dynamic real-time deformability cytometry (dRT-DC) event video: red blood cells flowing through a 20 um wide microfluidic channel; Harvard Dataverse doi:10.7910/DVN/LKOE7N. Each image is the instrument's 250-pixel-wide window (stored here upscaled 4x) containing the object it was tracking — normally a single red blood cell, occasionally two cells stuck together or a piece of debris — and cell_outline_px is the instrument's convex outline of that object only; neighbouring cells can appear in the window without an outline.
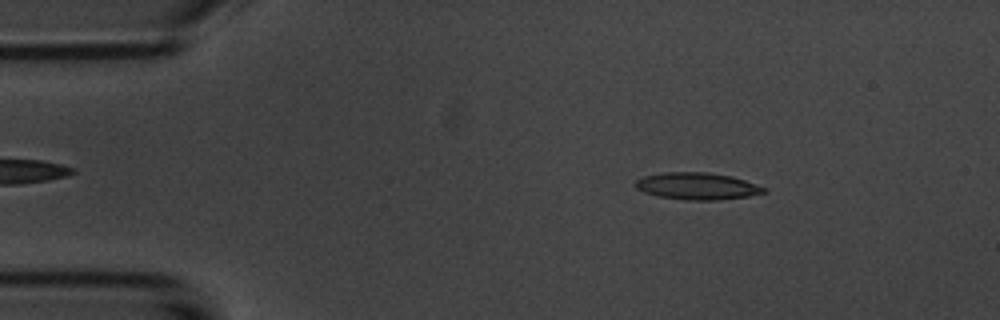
{"species": "common noctule bat (a hibernating species)", "species_latin": "Nyctalus noctula", "temperature_condition": "room temperature", "stored_images_in_passage": 52, "camera_frame_rate_fps": 3000, "um_per_image_px": 0.085, "animal": {"sex": "male", "body_mass_g": 20.1, "forearm_length_mm": 53.5}, "frame": {"image": 1, "passage_image": 7, "time_ms": 2.0, "image_size_px": [1000, 320], "cell_outline_px": [[768, 192], [748, 196], [716, 200], [684, 200], [660, 196], [644, 192], [636, 188], [636, 180], [644, 176], [664, 172], [708, 172], [732, 176], [768, 188]], "centroid_in_image_um": [59.3, 15.82], "position_along_channel_um": 25.7, "area_um2": 20.17}}
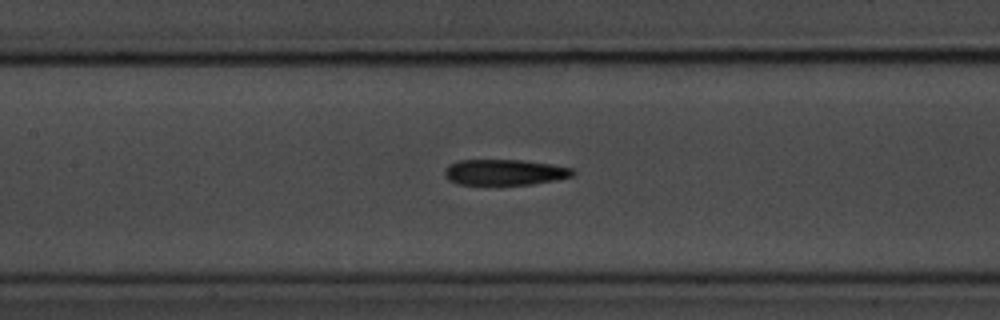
{"frame": {"image": 2, "passage_image": 23, "time_ms": 7.333, "image_size_px": [1000, 320], "cell_outline_px": [[576, 172], [572, 176], [532, 184], [456, 184], [448, 180], [444, 176], [444, 168], [448, 164], [456, 160], [524, 160], [572, 168]], "centroid_in_image_um": [42.81, 14.63], "position_along_channel_um": 164.6, "area_um2": 19.19}}
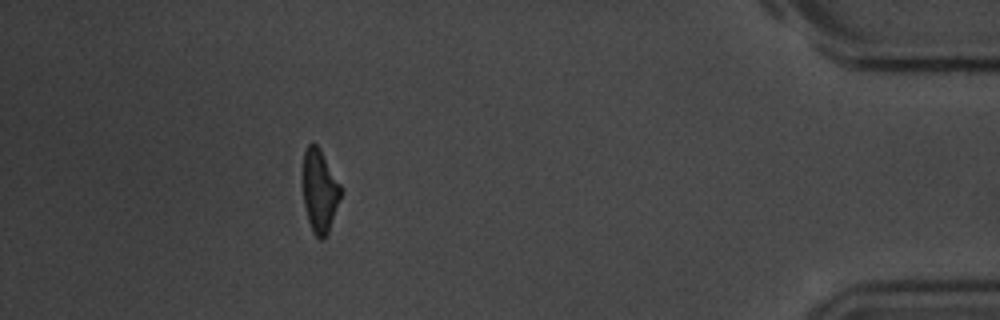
{"frame": {"image": 3, "passage_image": 47, "time_ms": 15.333, "image_size_px": [1000, 320], "cell_outline_px": [[340, 196], [328, 232], [324, 240], [320, 240], [312, 232], [308, 220], [304, 204], [304, 152], [308, 144], [312, 140], [316, 144], [340, 184]], "centroid_in_image_um": [27.15, 16.25], "position_along_channel_um": 408.0, "area_um2": 17.69}, "authors_computed_cell_mechanics": {"area_um2": 19.5364, "velocity_mm_per_s": 3.7255, "shape_relaxation_time_tau1_ms": 7.5118, "shape_relaxation_time_tau2_ms": 9.0877, "deformation_change_tau1": 0.2436, "deformation_change_tau2": 0.2262}}